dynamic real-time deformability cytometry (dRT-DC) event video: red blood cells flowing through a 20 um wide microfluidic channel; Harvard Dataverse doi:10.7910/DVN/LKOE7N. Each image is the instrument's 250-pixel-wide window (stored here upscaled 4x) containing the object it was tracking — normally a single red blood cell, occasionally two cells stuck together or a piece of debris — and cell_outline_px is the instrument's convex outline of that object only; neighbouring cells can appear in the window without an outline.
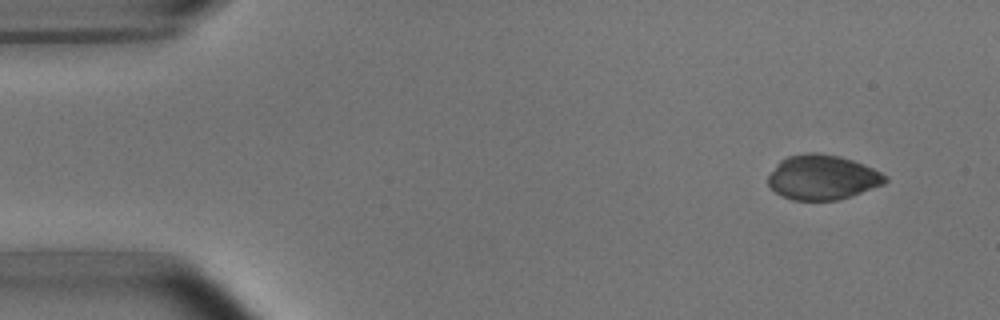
{"species": "common noctule bat (a hibernating species)", "species_latin": "Nyctalus noctula", "temperature_condition": "room temperature", "stored_images_in_passage": 5, "camera_frame_rate_fps": 3000, "um_per_image_px": 0.085, "animal": {"sex": "male", "body_mass_g": 15.6}, "frame": {"image": 1, "passage_image": 1, "time_ms": 0.0, "image_size_px": [1000, 320], "cell_outline_px": [[888, 180], [884, 184], [852, 196], [836, 200], [792, 200], [780, 196], [768, 184], [768, 176], [776, 164], [780, 160], [788, 156], [808, 152], [812, 152], [840, 156], [852, 160], [872, 168], [888, 176]], "centroid_in_image_um": [69.9, 15.08], "position_along_channel_um": 15.1, "area_um2": 30.58}}